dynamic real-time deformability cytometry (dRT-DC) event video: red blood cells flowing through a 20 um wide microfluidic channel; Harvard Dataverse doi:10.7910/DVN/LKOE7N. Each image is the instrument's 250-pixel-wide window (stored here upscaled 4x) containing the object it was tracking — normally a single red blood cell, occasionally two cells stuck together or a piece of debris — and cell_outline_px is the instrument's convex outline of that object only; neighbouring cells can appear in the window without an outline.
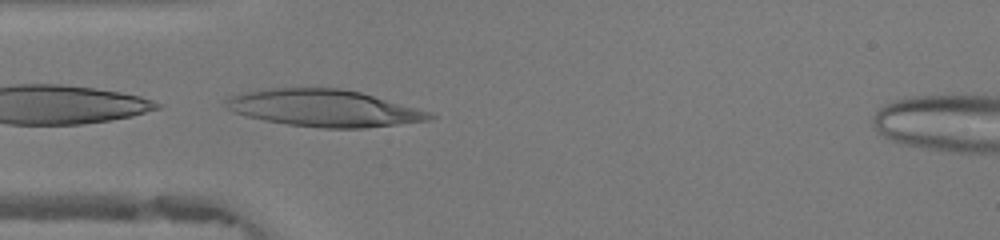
{"species": "human", "species_latin": "Homo sapiens", "temperature_condition": "warm", "stored_images_in_passage": 3, "camera_frame_rate_fps": 3000, "um_per_image_px": 0.085, "donor": {"sex": "female"}, "frame": {"image": 1, "passage_image": 3, "time_ms": 0.667, "image_size_px": [1000, 240], "cell_outline_px": [[436, 116], [424, 120], [364, 128], [324, 128], [288, 124], [264, 120], [248, 116], [236, 112], [228, 108], [228, 100], [236, 96], [252, 92], [280, 88], [336, 88], [360, 92], [428, 112]], "centroid_in_image_um": [27.57, 9.2], "position_along_channel_um": 57.4, "area_um2": 42.14}}